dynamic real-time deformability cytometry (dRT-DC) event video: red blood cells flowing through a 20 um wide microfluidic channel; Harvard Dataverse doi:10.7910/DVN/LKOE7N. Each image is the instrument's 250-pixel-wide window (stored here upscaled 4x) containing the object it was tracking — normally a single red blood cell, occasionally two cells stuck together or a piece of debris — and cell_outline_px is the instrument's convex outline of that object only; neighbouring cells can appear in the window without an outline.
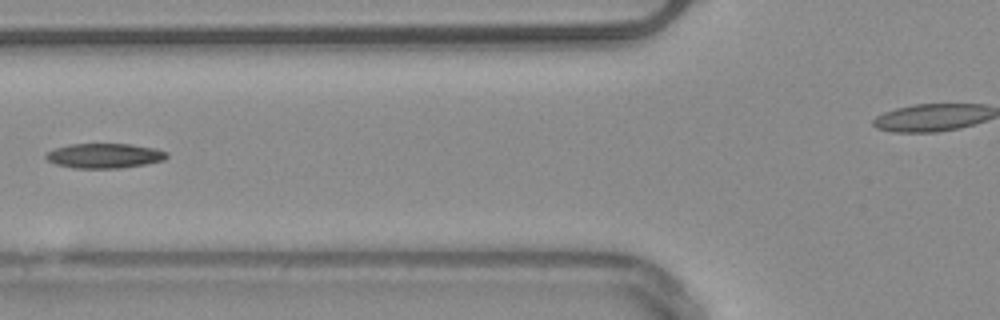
{"species": "common noctule bat (a hibernating species)", "species_latin": "Nyctalus noctula", "temperature_condition": "warm", "stored_images_in_passage": 6, "camera_frame_rate_fps": 3000, "um_per_image_px": 0.085, "animal": {"sex": "male", "body_mass_g": 20.4}, "frame": {"image": 1, "passage_image": 6, "time_ms": 6.667, "image_size_px": [1000, 320], "cell_outline_px": [[168, 156], [164, 160], [148, 164], [120, 168], [72, 168], [56, 164], [48, 160], [44, 156], [48, 152], [56, 148], [68, 144], [132, 144], [156, 148], [168, 152]], "centroid_in_image_um": [8.92, 13.24], "position_along_channel_um": 116.9, "area_um2": 17.57}}